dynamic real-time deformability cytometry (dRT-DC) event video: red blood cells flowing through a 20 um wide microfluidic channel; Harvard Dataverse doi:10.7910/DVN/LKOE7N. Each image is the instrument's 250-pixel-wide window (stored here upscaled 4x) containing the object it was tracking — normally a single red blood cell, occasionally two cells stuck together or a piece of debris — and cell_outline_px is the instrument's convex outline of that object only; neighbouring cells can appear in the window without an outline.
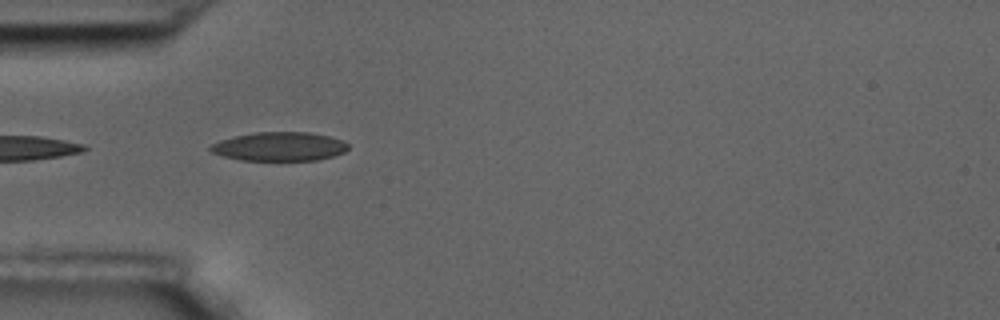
{"species": "common noctule bat (a hibernating species)", "species_latin": "Nyctalus noctula", "temperature_condition": "room temperature", "stored_images_in_passage": 4, "camera_frame_rate_fps": 3000, "um_per_image_px": 0.085, "animal": {"sex": "male", "body_mass_g": 17.5, "forearm_length_mm": 52.3}, "frame": {"image": 1, "passage_image": 1, "time_ms": 0.0, "image_size_px": [1000, 320], "cell_outline_px": [[348, 148], [344, 152], [332, 156], [316, 160], [240, 160], [224, 156], [212, 152], [208, 148], [212, 144], [220, 140], [236, 136], [256, 132], [308, 132], [328, 136], [340, 140], [348, 144]], "centroid_in_image_um": [23.74, 12.45], "position_along_channel_um": 61.3, "area_um2": 22.89}}